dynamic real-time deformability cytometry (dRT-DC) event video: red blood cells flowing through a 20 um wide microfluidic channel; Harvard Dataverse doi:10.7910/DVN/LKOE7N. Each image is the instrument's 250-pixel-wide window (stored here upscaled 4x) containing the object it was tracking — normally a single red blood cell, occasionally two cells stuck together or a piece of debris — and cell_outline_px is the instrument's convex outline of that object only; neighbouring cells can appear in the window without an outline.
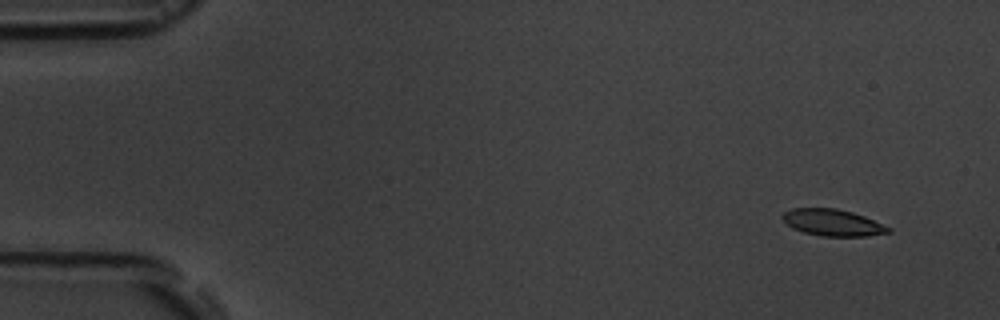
{"species": "common noctule bat (a hibernating species)", "species_latin": "Nyctalus noctula", "temperature_condition": "room temperature", "stored_images_in_passage": 4, "camera_frame_rate_fps": 3000, "um_per_image_px": 0.085, "animal": {"sex": "male", "body_mass_g": 19.5, "forearm_length_mm": 54.6}, "frame": {"image": 1, "passage_image": 1, "time_ms": 0.0, "image_size_px": [1000, 320], "cell_outline_px": [[892, 232], [868, 236], [820, 236], [804, 232], [792, 228], [780, 216], [784, 212], [792, 208], [836, 208], [852, 212], [864, 216], [892, 228]], "centroid_in_image_um": [70.79, 18.92], "position_along_channel_um": 14.2, "area_um2": 16.47}}
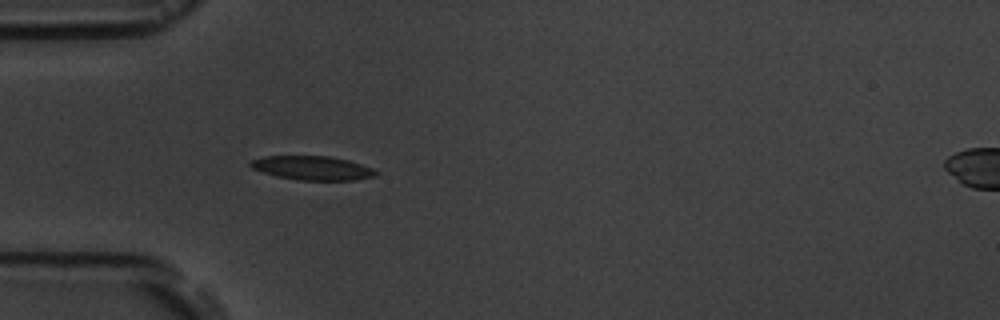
{"frame": {"image": 2, "passage_image": 4, "time_ms": 4.333, "image_size_px": [1000, 320], "cell_outline_px": [[376, 176], [356, 180], [296, 180], [276, 176], [252, 168], [248, 164], [248, 160], [264, 156], [328, 156], [348, 160], [372, 168], [376, 172]], "centroid_in_image_um": [26.51, 14.28], "position_along_channel_um": 58.5, "area_um2": 17.51}}